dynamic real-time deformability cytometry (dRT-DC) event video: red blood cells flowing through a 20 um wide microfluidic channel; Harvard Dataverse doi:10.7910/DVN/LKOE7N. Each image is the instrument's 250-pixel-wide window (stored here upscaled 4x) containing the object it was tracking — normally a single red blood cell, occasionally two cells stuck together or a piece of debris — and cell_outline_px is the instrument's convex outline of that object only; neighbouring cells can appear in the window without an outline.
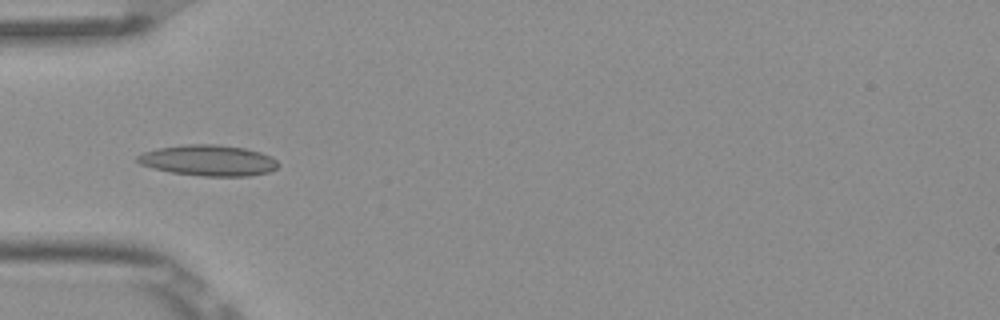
{"species": "Egyptian fruit bat (a non-hibernating species)", "species_latin": "Rousettus aegyptiacus", "temperature_condition": "room temperature", "stored_images_in_passage": 8, "camera_frame_rate_fps": 3000, "um_per_image_px": 0.085, "frame": {"image": 1, "passage_image": 4, "time_ms": 1.0, "image_size_px": [1000, 320], "cell_outline_px": [[280, 164], [276, 168], [268, 172], [252, 176], [204, 176], [172, 172], [152, 168], [140, 164], [136, 160], [136, 156], [144, 152], [160, 148], [184, 144], [216, 144], [244, 148], [260, 152], [272, 156]], "centroid_in_image_um": [17.74, 13.63], "position_along_channel_um": 67.3, "area_um2": 25.32}}
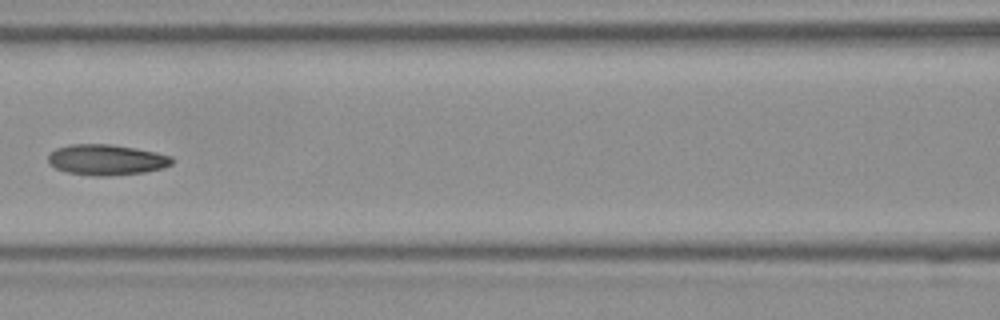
{"frame": {"image": 2, "passage_image": 6, "time_ms": 1.667, "image_size_px": [1000, 320], "cell_outline_px": [[176, 160], [172, 164], [164, 168], [144, 172], [104, 176], [92, 176], [68, 172], [56, 168], [48, 160], [48, 156], [56, 148], [68, 144], [112, 144], [136, 148], [156, 152], [172, 156]], "centroid_in_image_um": [9.1, 13.57], "position_along_channel_um": 157.5, "area_um2": 22.2}}
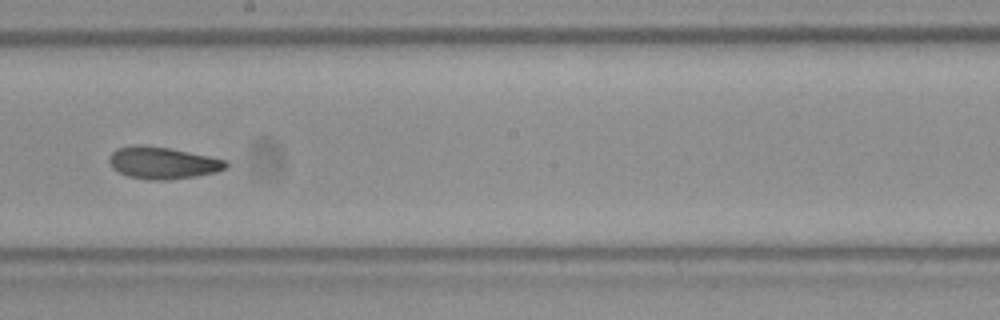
{"frame": {"image": 3, "passage_image": 8, "time_ms": 2.333, "image_size_px": [1000, 320], "cell_outline_px": [[228, 168], [216, 172], [196, 176], [168, 180], [148, 180], [128, 176], [112, 168], [108, 160], [108, 156], [116, 148], [136, 144], [140, 144], [172, 148], [228, 160]], "centroid_in_image_um": [13.83, 13.83], "position_along_channel_um": 234.4, "area_um2": 22.14}}